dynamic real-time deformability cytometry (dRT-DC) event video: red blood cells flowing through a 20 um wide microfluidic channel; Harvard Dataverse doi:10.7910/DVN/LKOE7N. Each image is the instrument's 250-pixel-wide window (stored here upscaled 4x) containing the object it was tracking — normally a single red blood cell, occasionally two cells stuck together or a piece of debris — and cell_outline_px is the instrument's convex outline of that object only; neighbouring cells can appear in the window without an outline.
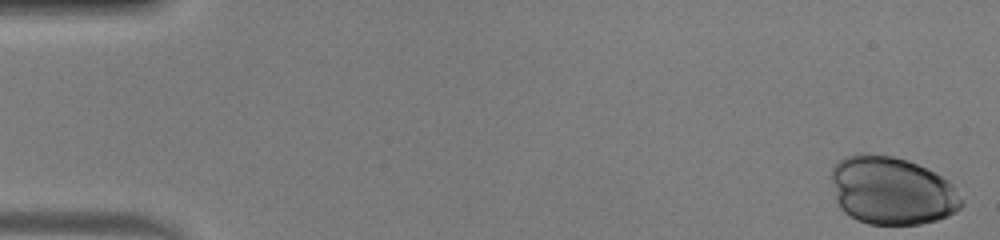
{"species": "human", "species_latin": "Homo sapiens", "temperature_condition": "warm", "stored_images_in_passage": 43, "camera_frame_rate_fps": 3000, "um_per_image_px": 0.085, "donor": {"sex": "male"}, "frame": {"image": 1, "passage_image": 1, "time_ms": 0.0, "image_size_px": [1000, 240], "cell_outline_px": [[964, 204], [956, 212], [948, 216], [936, 220], [920, 224], [868, 224], [856, 220], [844, 212], [840, 208], [836, 200], [832, 180], [832, 168], [840, 160], [856, 152], [868, 152], [892, 156], [908, 160], [948, 180], [952, 184], [964, 200]], "centroid_in_image_um": [75.81, 16.21], "position_along_channel_um": 9.2, "area_um2": 51.85}}
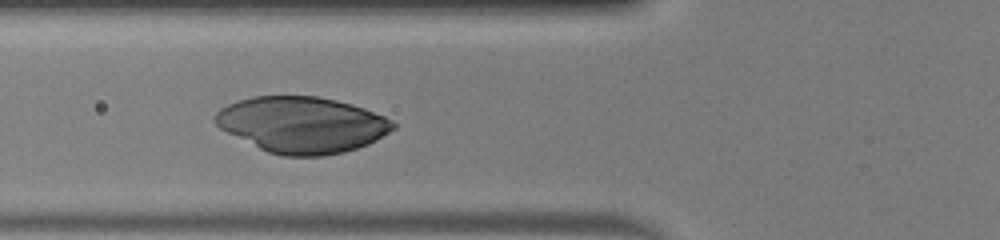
{"frame": {"image": 2, "passage_image": 19, "time_ms": 6.0, "image_size_px": [1000, 240], "cell_outline_px": [[396, 128], [376, 140], [368, 144], [344, 152], [324, 156], [284, 156], [268, 152], [220, 128], [212, 120], [212, 116], [220, 108], [236, 100], [252, 96], [316, 96], [336, 100], [352, 104], [364, 108], [384, 116], [392, 120], [396, 124]], "centroid_in_image_um": [25.66, 10.59], "position_along_channel_um": 100.1, "area_um2": 58.2}}
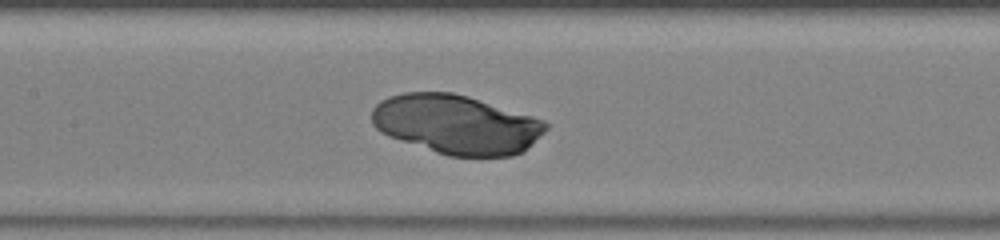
{"frame": {"image": 3, "passage_image": 24, "time_ms": 7.667, "image_size_px": [1000, 240], "cell_outline_px": [[548, 128], [524, 152], [512, 156], [448, 156], [388, 136], [380, 132], [372, 124], [372, 108], [380, 100], [388, 96], [404, 92], [452, 92], [468, 96], [532, 116], [544, 120], [548, 124]], "centroid_in_image_um": [38.77, 10.57], "position_along_channel_um": 168.6, "area_um2": 60.11}}